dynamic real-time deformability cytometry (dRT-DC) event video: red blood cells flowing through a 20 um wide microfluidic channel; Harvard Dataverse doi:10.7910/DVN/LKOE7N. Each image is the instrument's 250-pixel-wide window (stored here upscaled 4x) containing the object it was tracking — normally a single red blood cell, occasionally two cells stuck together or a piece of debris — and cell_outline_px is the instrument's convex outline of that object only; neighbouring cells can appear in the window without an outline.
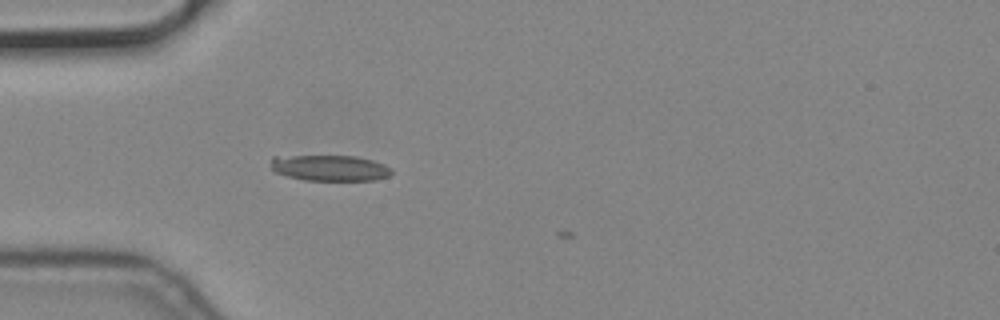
{"species": "common noctule bat (a hibernating species)", "species_latin": "Nyctalus noctula", "temperature_condition": "cold", "stored_images_in_passage": 3, "camera_frame_rate_fps": 3000, "um_per_image_px": 0.085, "animal": {"sex": "male", "body_mass_g": 19.2, "forearm_length_mm": 51.8}, "frame": {"image": 1, "passage_image": 3, "time_ms": 0.667, "image_size_px": [1000, 320], "cell_outline_px": [[392, 172], [388, 176], [376, 180], [304, 180], [272, 172], [272, 156], [356, 156], [372, 160], [384, 164], [392, 168]], "centroid_in_image_um": [28.04, 14.28], "position_along_channel_um": 57.0, "area_um2": 18.21}}